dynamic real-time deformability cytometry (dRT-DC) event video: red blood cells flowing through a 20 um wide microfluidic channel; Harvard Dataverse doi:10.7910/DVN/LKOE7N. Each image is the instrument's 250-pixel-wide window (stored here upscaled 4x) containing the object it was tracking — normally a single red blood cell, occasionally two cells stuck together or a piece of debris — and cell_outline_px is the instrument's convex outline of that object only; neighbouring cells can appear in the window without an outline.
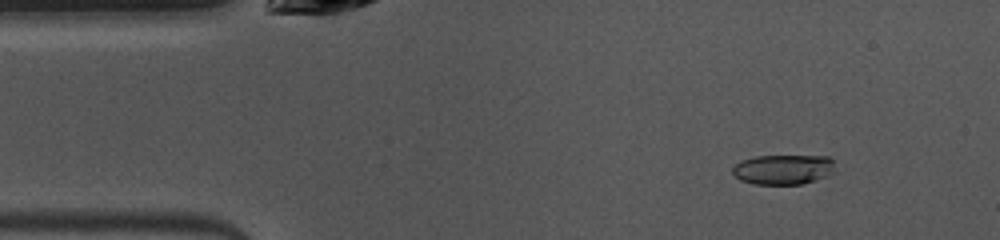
{"species": "common noctule bat (a hibernating species)", "species_latin": "Nyctalus noctula", "temperature_condition": "warm", "stored_images_in_passage": 48, "camera_frame_rate_fps": 3000, "um_per_image_px": 0.085, "animal": {"sex": "female", "body_mass_g": 10.0, "forearm_length_mm": 53.1}, "frame": {"image": 1, "passage_image": 5, "time_ms": 1.333, "image_size_px": [1000, 240], "cell_outline_px": [[836, 172], [816, 180], [804, 184], [752, 184], [740, 180], [732, 172], [732, 168], [740, 160], [756, 156], [828, 156], [832, 160]], "centroid_in_image_um": [66.58, 14.41], "position_along_channel_um": 18.4, "area_um2": 18.03}}
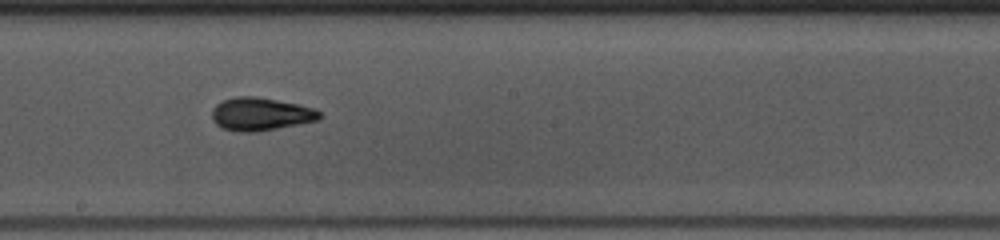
{"frame": {"image": 2, "passage_image": 25, "time_ms": 8.0, "image_size_px": [1000, 240], "cell_outline_px": [[324, 116], [320, 120], [256, 132], [240, 132], [220, 128], [212, 120], [212, 108], [216, 104], [224, 100], [236, 96], [256, 96], [316, 108]], "centroid_in_image_um": [22.16, 9.7], "position_along_channel_um": 226.0, "area_um2": 20.87}}
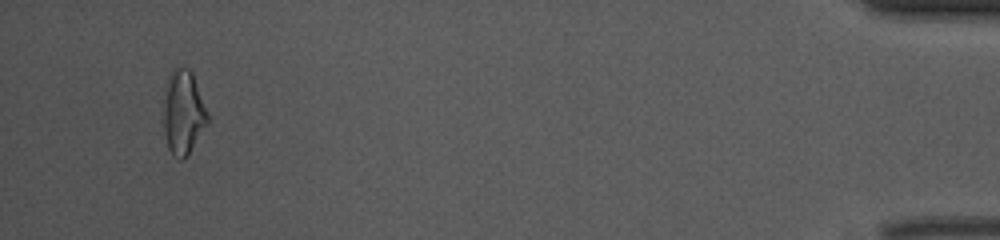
{"frame": {"image": 3, "passage_image": 46, "time_ms": 15.0, "image_size_px": [1000, 240], "cell_outline_px": [[208, 124], [188, 156], [184, 160], [180, 160], [172, 156], [168, 148], [164, 132], [164, 108], [168, 76], [172, 68], [180, 64], [188, 68], [192, 72], [208, 112]], "centroid_in_image_um": [15.59, 9.57], "position_along_channel_um": 419.6, "area_um2": 21.96}, "authors_computed_cell_mechanics": {"area_um2": 19.4497, "velocity_mm_per_s": 3.9918, "shape_relaxation_time_tau1_ms": 6.1487, "shape_relaxation_time_tau2_ms": 1.8402, "deformation_change_tau1": 0.2124, "deformation_change_tau2": 0.0885}}